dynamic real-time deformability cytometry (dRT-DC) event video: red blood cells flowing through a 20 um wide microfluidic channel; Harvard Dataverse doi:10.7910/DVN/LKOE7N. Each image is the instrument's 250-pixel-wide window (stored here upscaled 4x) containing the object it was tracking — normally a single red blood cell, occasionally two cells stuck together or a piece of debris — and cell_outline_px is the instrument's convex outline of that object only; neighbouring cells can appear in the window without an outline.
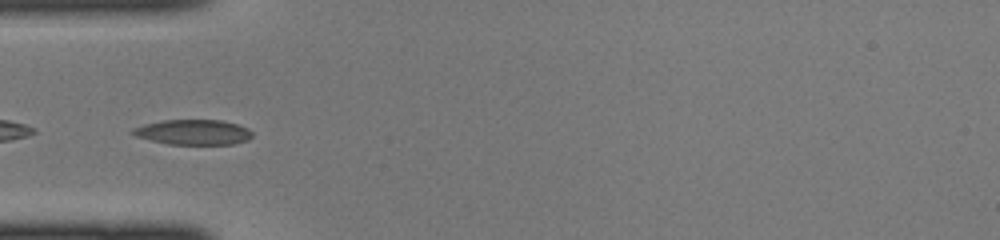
{"species": "common noctule bat (a hibernating species)", "species_latin": "Nyctalus noctula", "temperature_condition": "cold", "stored_images_in_passage": 29, "camera_frame_rate_fps": 3000, "um_per_image_px": 0.085, "animal": {"sex": "female", "body_mass_g": 22.0, "forearm_length_mm": 56.7}, "frame": {"image": 1, "passage_image": 1, "time_ms": 0.0, "image_size_px": [1000, 240], "cell_outline_px": [[252, 136], [248, 140], [232, 144], [168, 144], [136, 136], [132, 132], [132, 128], [144, 124], [164, 120], [220, 120], [236, 124], [248, 128], [252, 132]], "centroid_in_image_um": [16.44, 11.23], "position_along_channel_um": 68.6, "area_um2": 17.34}}
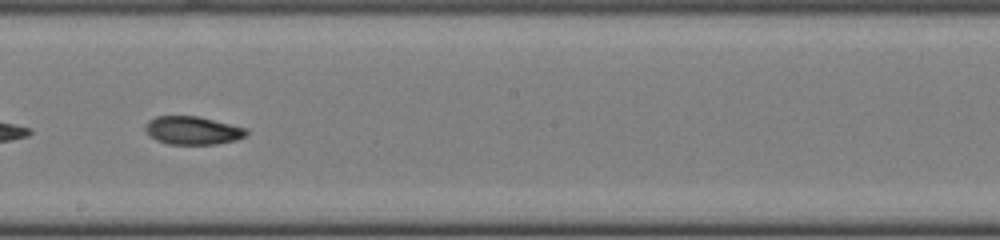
{"frame": {"image": 2, "passage_image": 12, "time_ms": 3.667, "image_size_px": [1000, 240], "cell_outline_px": [[248, 132], [244, 136], [236, 140], [216, 144], [168, 144], [156, 140], [144, 128], [144, 124], [148, 120], [156, 116], [200, 116], [248, 128]], "centroid_in_image_um": [16.39, 11.07], "position_along_channel_um": 231.8, "area_um2": 16.7}}
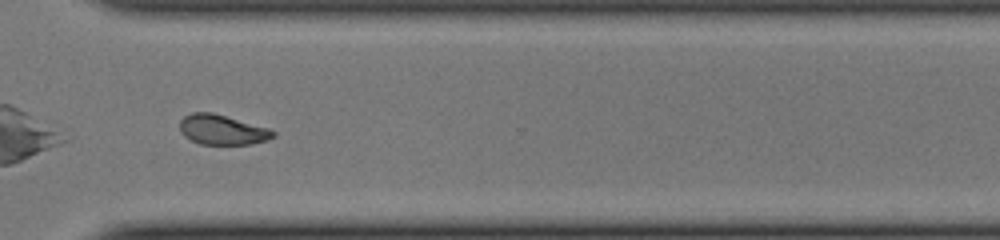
{"frame": {"image": 3, "passage_image": 20, "time_ms": 6.333, "image_size_px": [1000, 240], "cell_outline_px": [[276, 136], [268, 140], [252, 144], [200, 144], [184, 136], [180, 132], [180, 120], [184, 116], [192, 112], [212, 112], [268, 128], [276, 132]], "centroid_in_image_um": [18.89, 11.03], "position_along_channel_um": 351.7, "area_um2": 16.3}}